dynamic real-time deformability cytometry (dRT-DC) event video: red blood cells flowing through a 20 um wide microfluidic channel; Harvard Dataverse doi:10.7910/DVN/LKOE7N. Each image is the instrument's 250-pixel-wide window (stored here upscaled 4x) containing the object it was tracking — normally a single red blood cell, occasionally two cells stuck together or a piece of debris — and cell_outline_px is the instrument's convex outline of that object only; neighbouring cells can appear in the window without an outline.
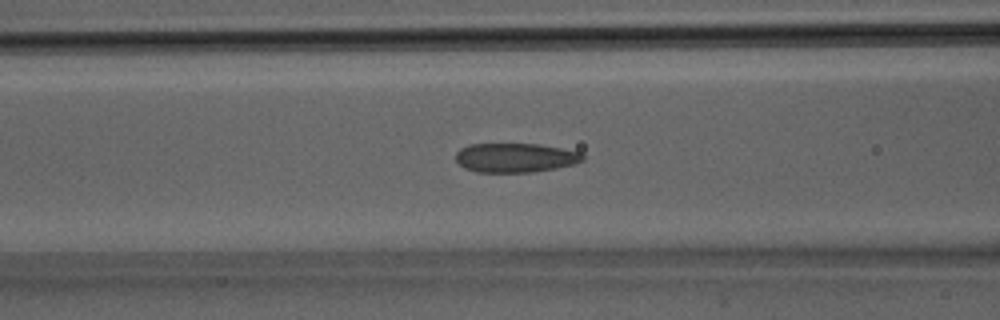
{"species": "Egyptian fruit bat (a non-hibernating species)", "species_latin": "Rousettus aegyptiacus", "temperature_condition": "room temperature", "stored_images_in_passage": 32, "camera_frame_rate_fps": 3000, "um_per_image_px": 0.085, "animal": {"sex": "male"}, "frame": {"image": 1, "passage_image": 13, "time_ms": 4.0, "image_size_px": [1000, 320], "cell_outline_px": [[584, 160], [576, 164], [556, 168], [532, 172], [476, 172], [464, 168], [456, 160], [456, 152], [460, 148], [468, 144], [536, 144], [560, 148], [580, 152], [584, 156]], "centroid_in_image_um": [43.79, 13.41], "position_along_channel_um": 122.8, "area_um2": 21.68}}
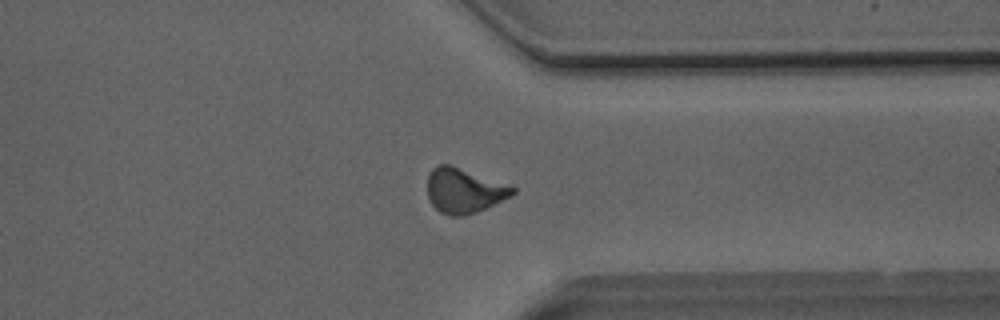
{"frame": {"image": 2, "passage_image": 25, "time_ms": 8.0, "image_size_px": [1000, 320], "cell_outline_px": [[516, 192], [512, 196], [476, 212], [464, 216], [448, 216], [440, 212], [432, 204], [428, 196], [428, 176], [432, 168], [436, 164], [452, 164], [512, 184], [516, 188]], "centroid_in_image_um": [39.49, 16.17], "position_along_channel_um": 371.9, "area_um2": 22.83}}
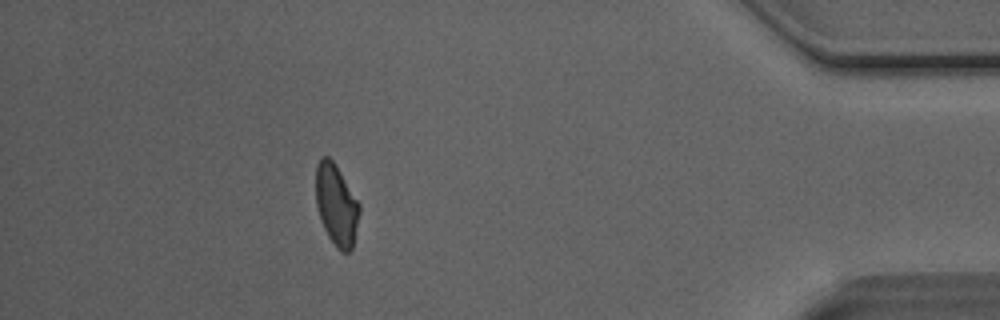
{"frame": {"image": 3, "passage_image": 29, "time_ms": 9.333, "image_size_px": [1000, 320], "cell_outline_px": [[360, 212], [352, 248], [348, 252], [340, 252], [336, 248], [328, 236], [324, 228], [316, 204], [316, 164], [320, 156], [328, 156], [336, 164], [360, 204]], "centroid_in_image_um": [28.59, 17.39], "position_along_channel_um": 406.6, "area_um2": 20.69}}